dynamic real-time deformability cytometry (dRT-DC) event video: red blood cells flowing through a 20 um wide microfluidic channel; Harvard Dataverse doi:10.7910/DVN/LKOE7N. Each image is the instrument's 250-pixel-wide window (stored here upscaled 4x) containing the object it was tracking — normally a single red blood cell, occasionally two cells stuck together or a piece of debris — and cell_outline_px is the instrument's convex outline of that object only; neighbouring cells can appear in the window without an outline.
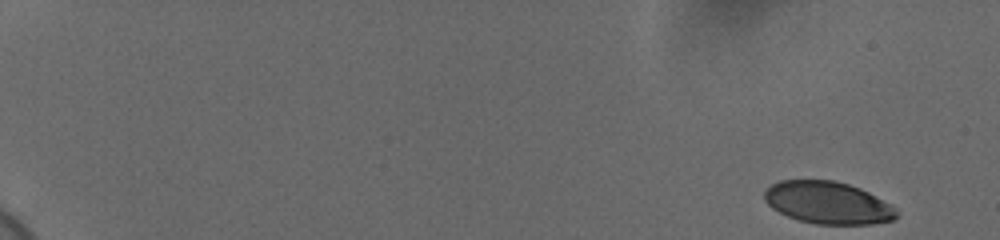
{"species": "human", "species_latin": "Homo sapiens", "temperature_condition": "cold", "stored_images_in_passage": 56, "camera_frame_rate_fps": 3000, "um_per_image_px": 0.085, "donor": {"sex": "female"}, "frame": {"image": 1, "passage_image": 1, "time_ms": 0.0, "image_size_px": [1000, 240], "cell_outline_px": [[896, 216], [892, 220], [872, 224], [816, 224], [800, 220], [788, 216], [772, 208], [764, 200], [764, 192], [772, 184], [780, 180], [836, 180], [860, 188], [892, 204], [896, 208]], "centroid_in_image_um": [70.37, 17.22], "position_along_channel_um": 14.6, "area_um2": 32.48}}
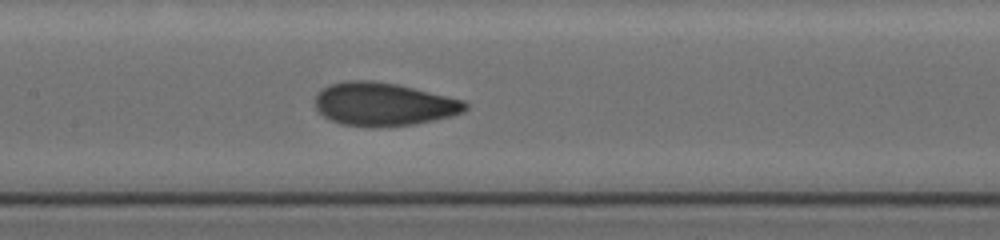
{"frame": {"image": 2, "passage_image": 30, "time_ms": 9.667, "image_size_px": [1000, 240], "cell_outline_px": [[468, 108], [464, 112], [452, 116], [416, 124], [372, 128], [340, 124], [328, 120], [316, 108], [316, 96], [320, 88], [344, 80], [372, 80], [396, 84], [464, 100], [468, 104]], "centroid_in_image_um": [32.59, 8.87], "position_along_channel_um": 174.8, "area_um2": 38.15}}
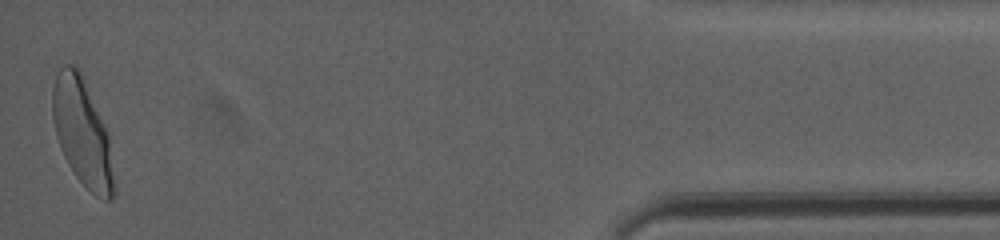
{"frame": {"image": 3, "passage_image": 56, "time_ms": 18.333, "image_size_px": [1000, 240], "cell_outline_px": [[116, 192], [112, 200], [104, 200], [96, 196], [76, 176], [68, 164], [64, 156], [56, 132], [52, 116], [52, 88], [56, 72], [64, 64], [76, 64], [80, 72], [108, 132], [116, 188]], "centroid_in_image_um": [7.01, 11.27], "position_along_channel_um": 428.2, "area_um2": 38.26}, "authors_computed_cell_mechanics": {"area_um2": 36.4718, "velocity_mm_per_s": 3.6626, "shape_relaxation_time_tau1_ms": 3.6958, "shape_relaxation_time_tau2_ms": 0.848, "deformation_change_tau1": 0.1618, "deformation_change_tau2": 0.0587}}